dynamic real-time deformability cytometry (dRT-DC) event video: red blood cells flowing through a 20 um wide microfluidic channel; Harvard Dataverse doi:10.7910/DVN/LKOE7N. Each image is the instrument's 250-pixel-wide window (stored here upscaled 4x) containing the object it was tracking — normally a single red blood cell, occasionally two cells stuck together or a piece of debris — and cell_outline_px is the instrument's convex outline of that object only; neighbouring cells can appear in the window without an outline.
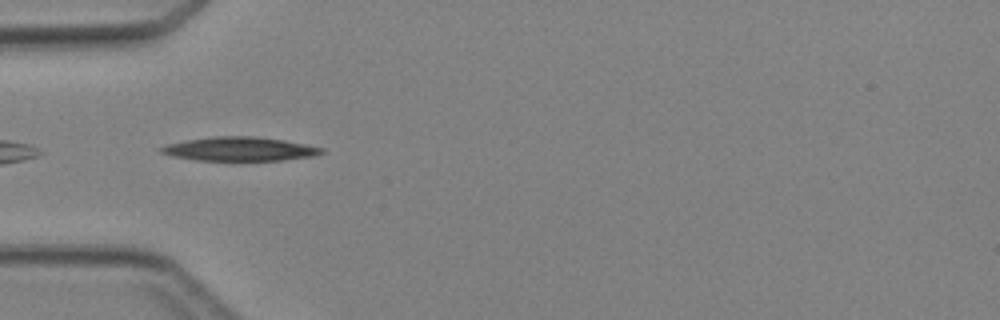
{"species": "Egyptian fruit bat (a non-hibernating species)", "species_latin": "Rousettus aegyptiacus", "temperature_condition": "cold", "stored_images_in_passage": 15, "camera_frame_rate_fps": 3000, "um_per_image_px": 0.085, "animal": {"sex": "female"}, "frame": {"image": 1, "passage_image": 9, "time_ms": 2.667, "image_size_px": [1000, 320], "cell_outline_px": [[324, 152], [316, 156], [280, 160], [196, 160], [172, 156], [160, 152], [156, 148], [168, 144], [184, 140], [216, 136], [256, 136], [284, 140], [324, 148]], "centroid_in_image_um": [20.35, 12.66], "position_along_channel_um": 64.7, "area_um2": 22.37}}